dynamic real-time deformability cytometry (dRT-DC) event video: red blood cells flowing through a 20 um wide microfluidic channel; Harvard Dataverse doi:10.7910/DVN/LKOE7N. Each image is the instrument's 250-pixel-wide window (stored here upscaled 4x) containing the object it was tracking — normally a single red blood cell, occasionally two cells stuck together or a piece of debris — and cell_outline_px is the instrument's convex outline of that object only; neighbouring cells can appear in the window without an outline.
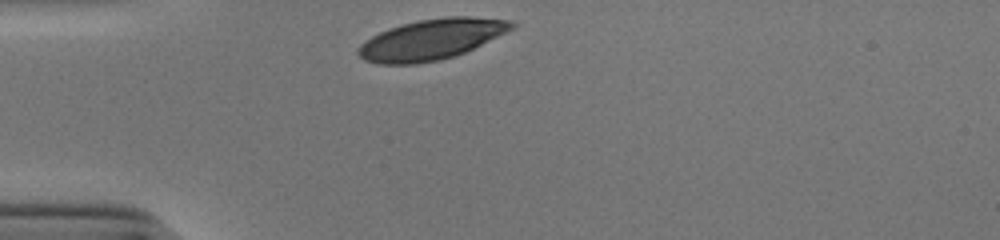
{"species": "human", "species_latin": "Homo sapiens", "temperature_condition": "cold", "stored_images_in_passage": 28, "camera_frame_rate_fps": 3000, "um_per_image_px": 0.085, "donor": {"sex": "male"}, "frame": {"image": 1, "passage_image": 1, "time_ms": 0.0, "image_size_px": [1000, 240], "cell_outline_px": [[516, 28], [464, 52], [440, 60], [416, 64], [376, 64], [364, 60], [356, 52], [356, 48], [364, 40], [388, 28], [420, 20], [444, 16], [468, 16], [512, 20], [516, 24]], "centroid_in_image_um": [36.65, 3.35], "position_along_channel_um": 48.3, "area_um2": 36.36}}
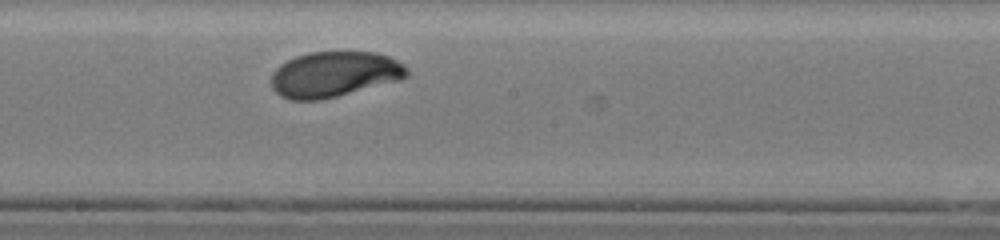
{"frame": {"image": 2, "passage_image": 16, "time_ms": 5.0, "image_size_px": [1000, 240], "cell_outline_px": [[408, 76], [400, 80], [320, 100], [292, 100], [280, 96], [272, 88], [272, 72], [280, 64], [296, 56], [308, 52], [376, 52], [388, 56], [404, 64], [408, 68]], "centroid_in_image_um": [28.41, 6.31], "position_along_channel_um": 219.8, "area_um2": 35.95}}
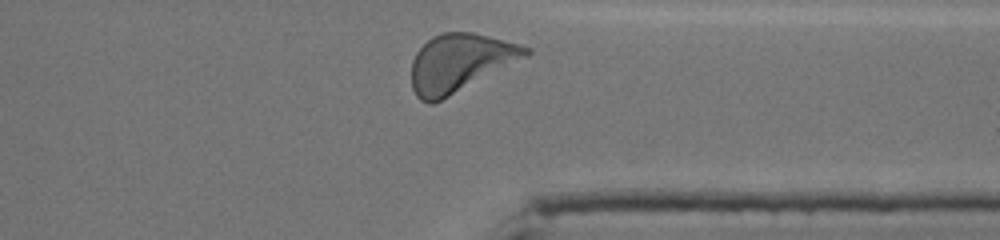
{"frame": {"image": 3, "passage_image": 28, "time_ms": 9.0, "image_size_px": [1000, 240], "cell_outline_px": [[532, 52], [528, 56], [432, 104], [428, 104], [420, 100], [416, 96], [412, 88], [412, 60], [416, 52], [432, 36], [444, 32], [472, 32], [520, 44], [532, 48]], "centroid_in_image_um": [39.08, 5.33], "position_along_channel_um": 372.3, "area_um2": 38.15}, "authors_computed_cell_mechanics": {"area_um2": 36.414, "velocity_mm_per_s": 3.8305, "shape_relaxation_time_tau1_ms": 2.7521, "shape_relaxation_time_tau2_ms": null, "deformation_change_tau1": 0.1579, "deformation_change_tau2": null}}